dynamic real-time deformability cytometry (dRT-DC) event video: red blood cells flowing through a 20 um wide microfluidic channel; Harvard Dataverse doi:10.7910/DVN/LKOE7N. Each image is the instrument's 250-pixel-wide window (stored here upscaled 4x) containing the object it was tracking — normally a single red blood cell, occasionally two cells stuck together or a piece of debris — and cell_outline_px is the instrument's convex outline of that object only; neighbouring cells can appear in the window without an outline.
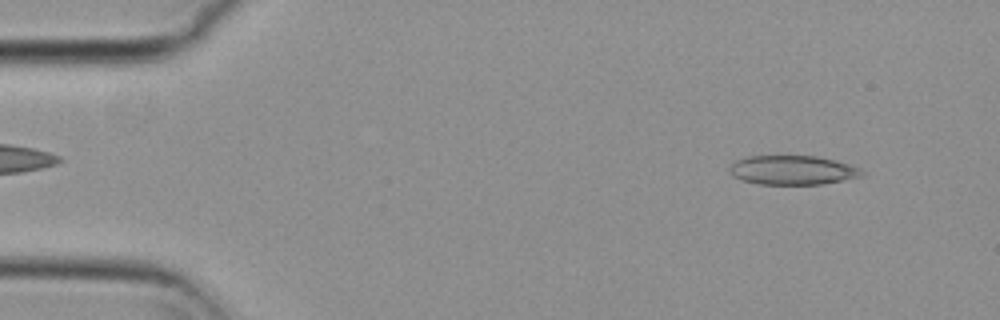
{"species": "common noctule bat (a hibernating species)", "species_latin": "Nyctalus noctula", "temperature_condition": "cold", "stored_images_in_passage": 55, "camera_frame_rate_fps": 3000, "um_per_image_px": 0.085, "animal": {"sex": "female", "body_mass_g": 29.2, "forearm_length_mm": 56.3}, "frame": {"image": 1, "passage_image": 6, "time_ms": 1.667, "image_size_px": [1000, 320], "cell_outline_px": [[864, 176], [844, 180], [820, 184], [760, 184], [740, 180], [732, 176], [728, 172], [728, 168], [736, 160], [748, 156], [816, 156], [836, 160], [860, 168], [864, 172]], "centroid_in_image_um": [67.35, 14.46], "position_along_channel_um": 17.6, "area_um2": 22.66}}
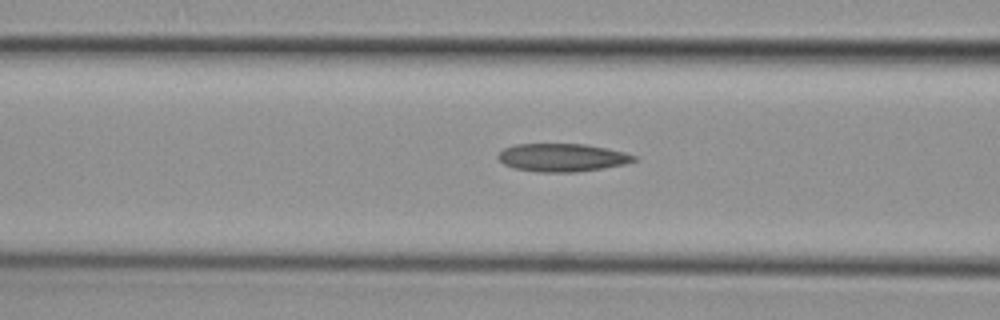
{"frame": {"image": 2, "passage_image": 22, "time_ms": 7.0, "image_size_px": [1000, 320], "cell_outline_px": [[636, 160], [624, 164], [604, 168], [576, 172], [536, 172], [512, 168], [504, 164], [496, 156], [504, 148], [516, 144], [584, 144], [608, 148], [624, 152], [636, 156]], "centroid_in_image_um": [47.77, 13.39], "position_along_channel_um": 118.8, "area_um2": 22.25}}
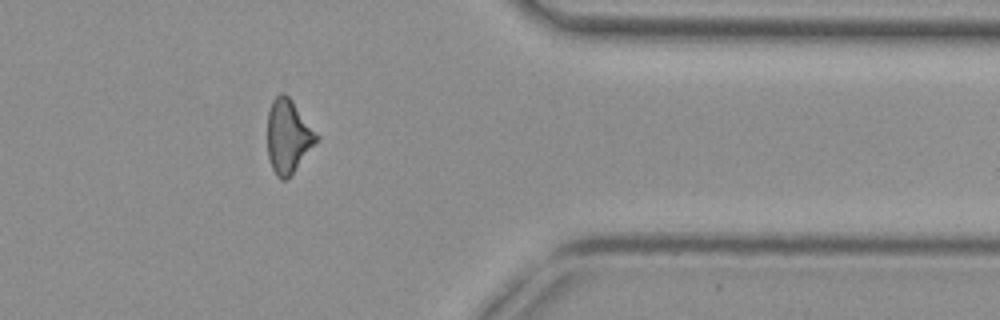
{"frame": {"image": 3, "passage_image": 45, "time_ms": 14.667, "image_size_px": [1000, 320], "cell_outline_px": [[320, 136], [292, 172], [284, 180], [280, 180], [276, 176], [272, 168], [268, 156], [268, 112], [272, 100], [280, 92], [284, 92], [292, 100]], "centroid_in_image_um": [24.47, 11.54], "position_along_channel_um": 386.9, "area_um2": 20.63}, "authors_computed_cell_mechanics": {"area_um2": 21.8484, "velocity_mm_per_s": 3.7303, "shape_relaxation_time_tau1_ms": null, "shape_relaxation_time_tau2_ms": 3.6448, "deformation_change_tau1": null, "deformation_change_tau2": 0.1232}}